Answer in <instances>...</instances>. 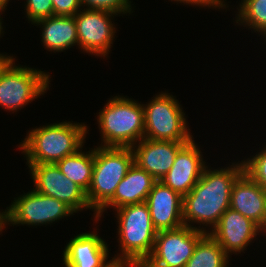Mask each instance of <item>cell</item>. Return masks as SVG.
I'll list each match as a JSON object with an SVG mask.
<instances>
[{
	"mask_svg": "<svg viewBox=\"0 0 266 267\" xmlns=\"http://www.w3.org/2000/svg\"><path fill=\"white\" fill-rule=\"evenodd\" d=\"M7 8L3 5V4H1L0 3V37H1V34L4 32L2 29H3V27H2V18H1V14H3L2 12L4 11L5 12V10H6Z\"/></svg>",
	"mask_w": 266,
	"mask_h": 267,
	"instance_id": "31",
	"label": "cell"
},
{
	"mask_svg": "<svg viewBox=\"0 0 266 267\" xmlns=\"http://www.w3.org/2000/svg\"><path fill=\"white\" fill-rule=\"evenodd\" d=\"M144 107V138L161 141L190 142L193 135L181 104L170 93H159Z\"/></svg>",
	"mask_w": 266,
	"mask_h": 267,
	"instance_id": "7",
	"label": "cell"
},
{
	"mask_svg": "<svg viewBox=\"0 0 266 267\" xmlns=\"http://www.w3.org/2000/svg\"><path fill=\"white\" fill-rule=\"evenodd\" d=\"M260 233L264 235V231L255 222L231 208L222 214L218 224L209 231L210 236L229 256L244 252Z\"/></svg>",
	"mask_w": 266,
	"mask_h": 267,
	"instance_id": "12",
	"label": "cell"
},
{
	"mask_svg": "<svg viewBox=\"0 0 266 267\" xmlns=\"http://www.w3.org/2000/svg\"><path fill=\"white\" fill-rule=\"evenodd\" d=\"M10 0H0V3L7 7V4Z\"/></svg>",
	"mask_w": 266,
	"mask_h": 267,
	"instance_id": "32",
	"label": "cell"
},
{
	"mask_svg": "<svg viewBox=\"0 0 266 267\" xmlns=\"http://www.w3.org/2000/svg\"><path fill=\"white\" fill-rule=\"evenodd\" d=\"M109 99L97 115L102 147H132L144 138V107L124 96Z\"/></svg>",
	"mask_w": 266,
	"mask_h": 267,
	"instance_id": "3",
	"label": "cell"
},
{
	"mask_svg": "<svg viewBox=\"0 0 266 267\" xmlns=\"http://www.w3.org/2000/svg\"><path fill=\"white\" fill-rule=\"evenodd\" d=\"M134 163L130 147L94 148V167L89 189L86 193L88 204L96 213L114 196L119 183Z\"/></svg>",
	"mask_w": 266,
	"mask_h": 267,
	"instance_id": "5",
	"label": "cell"
},
{
	"mask_svg": "<svg viewBox=\"0 0 266 267\" xmlns=\"http://www.w3.org/2000/svg\"><path fill=\"white\" fill-rule=\"evenodd\" d=\"M121 265L120 264H116L114 267H120Z\"/></svg>",
	"mask_w": 266,
	"mask_h": 267,
	"instance_id": "33",
	"label": "cell"
},
{
	"mask_svg": "<svg viewBox=\"0 0 266 267\" xmlns=\"http://www.w3.org/2000/svg\"><path fill=\"white\" fill-rule=\"evenodd\" d=\"M123 267H155L148 260H135L122 265Z\"/></svg>",
	"mask_w": 266,
	"mask_h": 267,
	"instance_id": "28",
	"label": "cell"
},
{
	"mask_svg": "<svg viewBox=\"0 0 266 267\" xmlns=\"http://www.w3.org/2000/svg\"><path fill=\"white\" fill-rule=\"evenodd\" d=\"M255 156L243 161L244 172L266 189V145Z\"/></svg>",
	"mask_w": 266,
	"mask_h": 267,
	"instance_id": "23",
	"label": "cell"
},
{
	"mask_svg": "<svg viewBox=\"0 0 266 267\" xmlns=\"http://www.w3.org/2000/svg\"><path fill=\"white\" fill-rule=\"evenodd\" d=\"M11 56L4 55L3 53H0V70L2 67L11 59Z\"/></svg>",
	"mask_w": 266,
	"mask_h": 267,
	"instance_id": "29",
	"label": "cell"
},
{
	"mask_svg": "<svg viewBox=\"0 0 266 267\" xmlns=\"http://www.w3.org/2000/svg\"><path fill=\"white\" fill-rule=\"evenodd\" d=\"M213 170V171H212ZM203 169L201 178L191 191L183 197V224L205 233L218 224L222 214L230 208L231 188L236 179L244 172L243 160L225 168ZM193 223L208 226L203 228Z\"/></svg>",
	"mask_w": 266,
	"mask_h": 267,
	"instance_id": "1",
	"label": "cell"
},
{
	"mask_svg": "<svg viewBox=\"0 0 266 267\" xmlns=\"http://www.w3.org/2000/svg\"><path fill=\"white\" fill-rule=\"evenodd\" d=\"M24 6L26 18L32 25L41 19L53 16L52 0H26Z\"/></svg>",
	"mask_w": 266,
	"mask_h": 267,
	"instance_id": "25",
	"label": "cell"
},
{
	"mask_svg": "<svg viewBox=\"0 0 266 267\" xmlns=\"http://www.w3.org/2000/svg\"><path fill=\"white\" fill-rule=\"evenodd\" d=\"M203 160L199 146L192 139L178 151L173 166L160 181L184 197L201 178L206 166Z\"/></svg>",
	"mask_w": 266,
	"mask_h": 267,
	"instance_id": "13",
	"label": "cell"
},
{
	"mask_svg": "<svg viewBox=\"0 0 266 267\" xmlns=\"http://www.w3.org/2000/svg\"><path fill=\"white\" fill-rule=\"evenodd\" d=\"M229 257L220 244L206 233L184 267H228Z\"/></svg>",
	"mask_w": 266,
	"mask_h": 267,
	"instance_id": "21",
	"label": "cell"
},
{
	"mask_svg": "<svg viewBox=\"0 0 266 267\" xmlns=\"http://www.w3.org/2000/svg\"><path fill=\"white\" fill-rule=\"evenodd\" d=\"M186 143L188 142L143 138L131 147L134 163L156 181H160L173 166L176 154Z\"/></svg>",
	"mask_w": 266,
	"mask_h": 267,
	"instance_id": "15",
	"label": "cell"
},
{
	"mask_svg": "<svg viewBox=\"0 0 266 267\" xmlns=\"http://www.w3.org/2000/svg\"><path fill=\"white\" fill-rule=\"evenodd\" d=\"M230 208L266 228V189L243 172L231 188Z\"/></svg>",
	"mask_w": 266,
	"mask_h": 267,
	"instance_id": "17",
	"label": "cell"
},
{
	"mask_svg": "<svg viewBox=\"0 0 266 267\" xmlns=\"http://www.w3.org/2000/svg\"><path fill=\"white\" fill-rule=\"evenodd\" d=\"M205 234L186 225L159 231L152 254L147 260L155 267H184Z\"/></svg>",
	"mask_w": 266,
	"mask_h": 267,
	"instance_id": "9",
	"label": "cell"
},
{
	"mask_svg": "<svg viewBox=\"0 0 266 267\" xmlns=\"http://www.w3.org/2000/svg\"><path fill=\"white\" fill-rule=\"evenodd\" d=\"M5 225V211H0V233L6 228Z\"/></svg>",
	"mask_w": 266,
	"mask_h": 267,
	"instance_id": "30",
	"label": "cell"
},
{
	"mask_svg": "<svg viewBox=\"0 0 266 267\" xmlns=\"http://www.w3.org/2000/svg\"><path fill=\"white\" fill-rule=\"evenodd\" d=\"M81 6H86L90 10H105L115 14H131L130 0H80Z\"/></svg>",
	"mask_w": 266,
	"mask_h": 267,
	"instance_id": "24",
	"label": "cell"
},
{
	"mask_svg": "<svg viewBox=\"0 0 266 267\" xmlns=\"http://www.w3.org/2000/svg\"><path fill=\"white\" fill-rule=\"evenodd\" d=\"M42 30V40L44 49L53 52H63L77 44V26L74 16L53 15L34 23Z\"/></svg>",
	"mask_w": 266,
	"mask_h": 267,
	"instance_id": "19",
	"label": "cell"
},
{
	"mask_svg": "<svg viewBox=\"0 0 266 267\" xmlns=\"http://www.w3.org/2000/svg\"><path fill=\"white\" fill-rule=\"evenodd\" d=\"M5 210L6 225L41 226L54 223L75 213L64 202L43 195L34 189L14 198Z\"/></svg>",
	"mask_w": 266,
	"mask_h": 267,
	"instance_id": "8",
	"label": "cell"
},
{
	"mask_svg": "<svg viewBox=\"0 0 266 267\" xmlns=\"http://www.w3.org/2000/svg\"><path fill=\"white\" fill-rule=\"evenodd\" d=\"M27 165L30 169L35 191L64 202L75 213L83 209H91L86 192L64 176L57 164Z\"/></svg>",
	"mask_w": 266,
	"mask_h": 267,
	"instance_id": "11",
	"label": "cell"
},
{
	"mask_svg": "<svg viewBox=\"0 0 266 267\" xmlns=\"http://www.w3.org/2000/svg\"><path fill=\"white\" fill-rule=\"evenodd\" d=\"M88 126L64 121L28 131L18 146L28 164H56L83 148Z\"/></svg>",
	"mask_w": 266,
	"mask_h": 267,
	"instance_id": "2",
	"label": "cell"
},
{
	"mask_svg": "<svg viewBox=\"0 0 266 267\" xmlns=\"http://www.w3.org/2000/svg\"><path fill=\"white\" fill-rule=\"evenodd\" d=\"M116 15L110 11L84 8L74 15L79 48L89 55L107 57L116 36V27L111 21Z\"/></svg>",
	"mask_w": 266,
	"mask_h": 267,
	"instance_id": "10",
	"label": "cell"
},
{
	"mask_svg": "<svg viewBox=\"0 0 266 267\" xmlns=\"http://www.w3.org/2000/svg\"><path fill=\"white\" fill-rule=\"evenodd\" d=\"M236 16V23L266 35V0H242Z\"/></svg>",
	"mask_w": 266,
	"mask_h": 267,
	"instance_id": "22",
	"label": "cell"
},
{
	"mask_svg": "<svg viewBox=\"0 0 266 267\" xmlns=\"http://www.w3.org/2000/svg\"><path fill=\"white\" fill-rule=\"evenodd\" d=\"M156 180L135 163L116 188L114 196L96 213V221L100 220L107 208L118 209L125 205L146 202Z\"/></svg>",
	"mask_w": 266,
	"mask_h": 267,
	"instance_id": "18",
	"label": "cell"
},
{
	"mask_svg": "<svg viewBox=\"0 0 266 267\" xmlns=\"http://www.w3.org/2000/svg\"><path fill=\"white\" fill-rule=\"evenodd\" d=\"M53 15L74 16L82 10L80 0H52Z\"/></svg>",
	"mask_w": 266,
	"mask_h": 267,
	"instance_id": "26",
	"label": "cell"
},
{
	"mask_svg": "<svg viewBox=\"0 0 266 267\" xmlns=\"http://www.w3.org/2000/svg\"><path fill=\"white\" fill-rule=\"evenodd\" d=\"M174 2H179V3H183L186 5H196V6H202V7H215L214 9L216 10V8L220 9V8H227L224 2V0H171Z\"/></svg>",
	"mask_w": 266,
	"mask_h": 267,
	"instance_id": "27",
	"label": "cell"
},
{
	"mask_svg": "<svg viewBox=\"0 0 266 267\" xmlns=\"http://www.w3.org/2000/svg\"><path fill=\"white\" fill-rule=\"evenodd\" d=\"M14 61L12 56L0 70V106L13 113L44 95L51 82L49 72L17 66Z\"/></svg>",
	"mask_w": 266,
	"mask_h": 267,
	"instance_id": "6",
	"label": "cell"
},
{
	"mask_svg": "<svg viewBox=\"0 0 266 267\" xmlns=\"http://www.w3.org/2000/svg\"><path fill=\"white\" fill-rule=\"evenodd\" d=\"M56 164L64 176L87 193L93 174L94 148L88 152H83L81 148L76 153L66 156Z\"/></svg>",
	"mask_w": 266,
	"mask_h": 267,
	"instance_id": "20",
	"label": "cell"
},
{
	"mask_svg": "<svg viewBox=\"0 0 266 267\" xmlns=\"http://www.w3.org/2000/svg\"><path fill=\"white\" fill-rule=\"evenodd\" d=\"M109 248L97 231L81 233L71 240L63 250V264L65 267H114Z\"/></svg>",
	"mask_w": 266,
	"mask_h": 267,
	"instance_id": "14",
	"label": "cell"
},
{
	"mask_svg": "<svg viewBox=\"0 0 266 267\" xmlns=\"http://www.w3.org/2000/svg\"><path fill=\"white\" fill-rule=\"evenodd\" d=\"M118 218L120 253L112 259L123 265L130 261L147 260L155 245L157 231L154 229L146 202L122 206L115 210Z\"/></svg>",
	"mask_w": 266,
	"mask_h": 267,
	"instance_id": "4",
	"label": "cell"
},
{
	"mask_svg": "<svg viewBox=\"0 0 266 267\" xmlns=\"http://www.w3.org/2000/svg\"><path fill=\"white\" fill-rule=\"evenodd\" d=\"M148 204L154 229L159 232L183 226V197L161 181L153 184L148 194Z\"/></svg>",
	"mask_w": 266,
	"mask_h": 267,
	"instance_id": "16",
	"label": "cell"
}]
</instances>
